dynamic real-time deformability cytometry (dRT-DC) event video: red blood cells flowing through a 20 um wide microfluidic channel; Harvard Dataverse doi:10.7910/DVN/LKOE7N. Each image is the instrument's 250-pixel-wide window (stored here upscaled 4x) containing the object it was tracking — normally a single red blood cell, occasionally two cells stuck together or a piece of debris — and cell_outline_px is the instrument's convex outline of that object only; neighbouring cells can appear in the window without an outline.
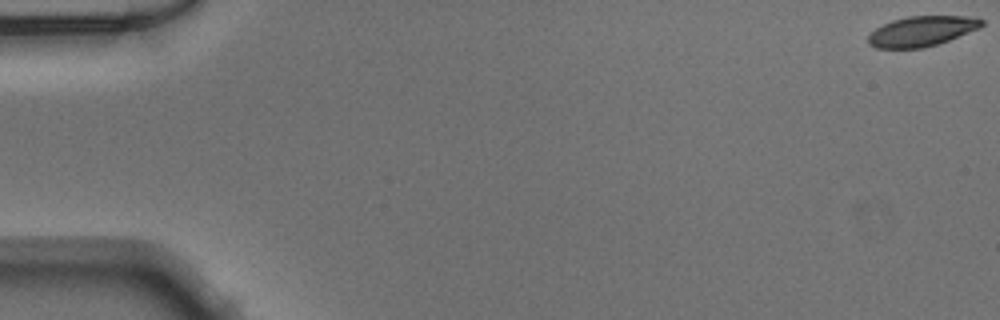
{"species": "Egyptian fruit bat (a non-hibernating species)", "species_latin": "Rousettus aegyptiacus", "temperature_condition": "warm", "stored_images_in_passage": 14, "camera_frame_rate_fps": 3000, "um_per_image_px": 0.085, "animal": {"sex": "male"}, "frame": {"image": 1, "passage_image": 1, "time_ms": 0.0, "image_size_px": [1000, 320], "cell_outline_px": [[984, 24], [980, 28], [948, 40], [924, 48], [876, 48], [868, 44], [868, 36], [876, 28], [892, 20], [908, 16], [976, 16], [984, 20]], "centroid_in_image_um": [78.37, 2.64], "position_along_channel_um": 6.6, "area_um2": 19.94}}